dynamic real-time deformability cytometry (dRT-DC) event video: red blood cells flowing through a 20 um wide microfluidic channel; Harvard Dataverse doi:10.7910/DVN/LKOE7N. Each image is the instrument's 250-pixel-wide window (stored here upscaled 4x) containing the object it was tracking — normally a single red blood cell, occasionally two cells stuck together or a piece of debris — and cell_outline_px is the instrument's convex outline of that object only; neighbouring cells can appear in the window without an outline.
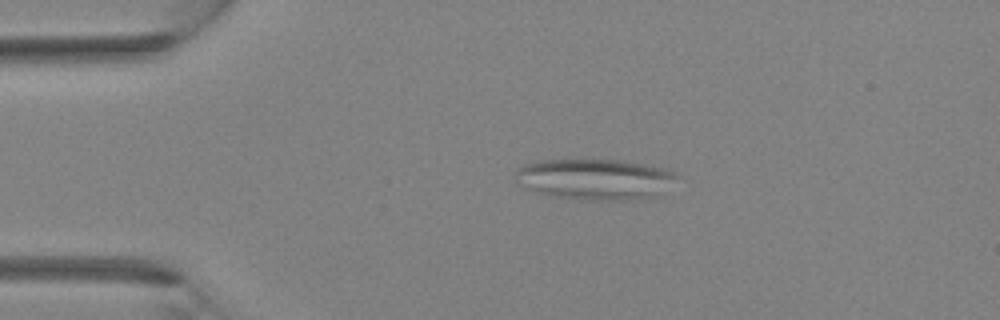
{"species": "Egyptian fruit bat (a non-hibernating species)", "species_latin": "Rousettus aegyptiacus", "temperature_condition": "room temperature", "stored_images_in_passage": 2, "camera_frame_rate_fps": 3000, "um_per_image_px": 0.085, "animal": {"sex": "female"}, "frame": {"image": 1, "passage_image": 1, "time_ms": 0.0, "image_size_px": [1000, 320], "cell_outline_px": [[676, 176], [652, 196], [620, 200], [584, 200], [548, 196], [536, 192], [520, 184], [512, 176], [516, 168], [524, 164], [540, 160], [624, 160], [664, 168], [676, 172]], "centroid_in_image_um": [50.41, 15.21], "position_along_channel_um": 34.6, "area_um2": 37.97}}